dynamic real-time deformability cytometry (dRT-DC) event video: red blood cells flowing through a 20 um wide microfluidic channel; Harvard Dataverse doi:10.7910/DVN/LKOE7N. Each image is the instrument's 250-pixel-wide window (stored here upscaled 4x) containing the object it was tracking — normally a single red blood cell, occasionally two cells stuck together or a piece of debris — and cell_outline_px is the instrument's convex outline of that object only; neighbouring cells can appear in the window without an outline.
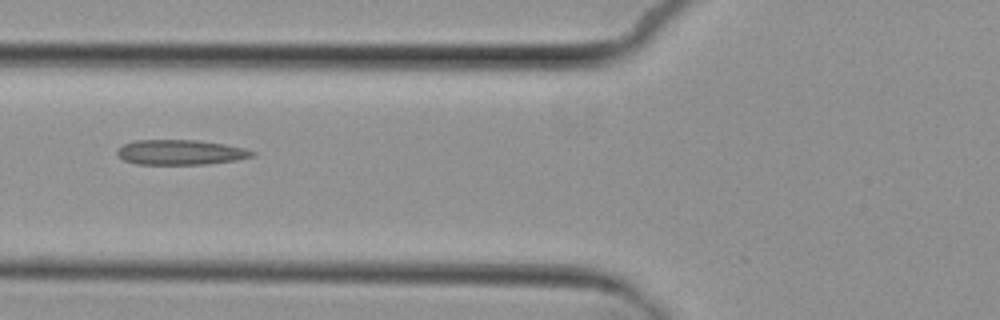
{"species": "common noctule bat (a hibernating species)", "species_latin": "Nyctalus noctula", "temperature_condition": "cold", "stored_images_in_passage": 10, "camera_frame_rate_fps": 3000, "um_per_image_px": 0.085, "animal": {"sex": "female", "body_mass_g": 29.2, "forearm_length_mm": 56.3}, "frame": {"image": 1, "passage_image": 7, "time_ms": 7.0, "image_size_px": [1000, 320], "cell_outline_px": [[256, 152], [252, 156], [236, 160], [208, 164], [136, 164], [124, 160], [116, 152], [116, 148], [124, 144], [136, 140], [196, 140], [224, 144], [244, 148]], "centroid_in_image_um": [15.32, 12.94], "position_along_channel_um": 110.5, "area_um2": 19.59}}
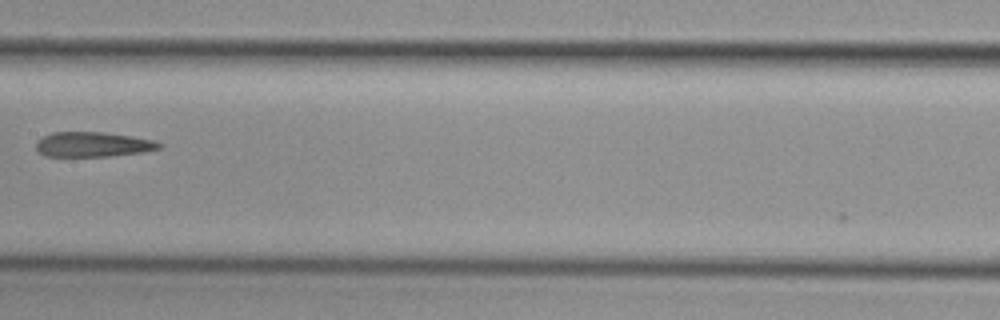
{"frame": {"image": 2, "passage_image": 9, "time_ms": 9.333, "image_size_px": [1000, 320], "cell_outline_px": [[164, 144], [160, 148], [140, 152], [108, 156], [44, 156], [36, 148], [36, 140], [52, 132], [104, 132], [132, 136], [152, 140]], "centroid_in_image_um": [7.87, 12.27], "position_along_channel_um": 199.5, "area_um2": 17.74}}
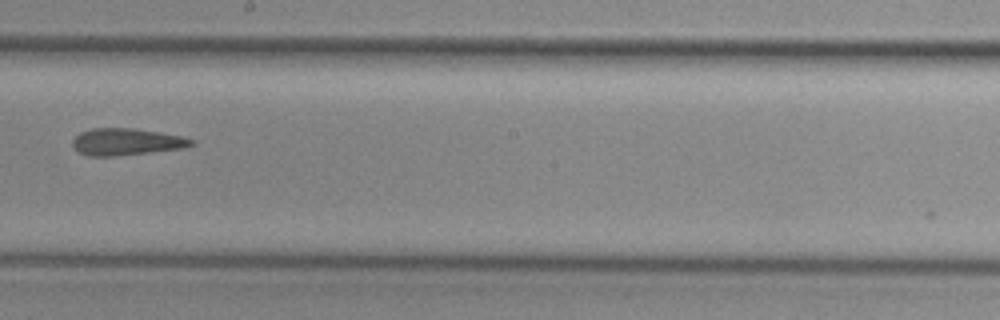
{"frame": {"image": 3, "passage_image": 10, "time_ms": 10.333, "image_size_px": [1000, 320], "cell_outline_px": [[196, 144], [184, 148], [116, 156], [88, 156], [80, 152], [72, 144], [72, 140], [80, 132], [92, 128], [132, 128], [180, 136], [196, 140]], "centroid_in_image_um": [10.75, 12.06], "position_along_channel_um": 237.4, "area_um2": 18.5}}